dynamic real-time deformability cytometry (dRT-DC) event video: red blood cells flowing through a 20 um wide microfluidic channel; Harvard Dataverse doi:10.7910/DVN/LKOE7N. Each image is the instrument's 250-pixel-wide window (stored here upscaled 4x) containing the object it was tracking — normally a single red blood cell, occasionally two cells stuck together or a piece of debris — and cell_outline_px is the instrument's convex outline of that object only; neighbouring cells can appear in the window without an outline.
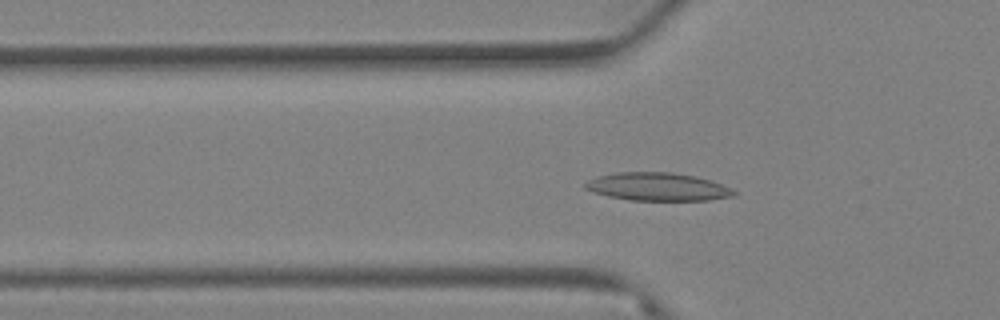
{"species": "Egyptian fruit bat (a non-hibernating species)", "species_latin": "Rousettus aegyptiacus", "temperature_condition": "warm", "stored_images_in_passage": 71, "camera_frame_rate_fps": 3000, "um_per_image_px": 0.085, "animal": {"sex": "female"}, "frame": {"image": 1, "passage_image": 24, "time_ms": 7.667, "image_size_px": [1000, 320], "cell_outline_px": [[740, 192], [736, 196], [708, 200], [628, 200], [608, 196], [592, 192], [584, 188], [584, 184], [588, 180], [596, 176], [616, 172], [672, 172], [696, 176], [720, 184]], "centroid_in_image_um": [55.89, 15.87], "position_along_channel_um": 69.9, "area_um2": 24.45}}
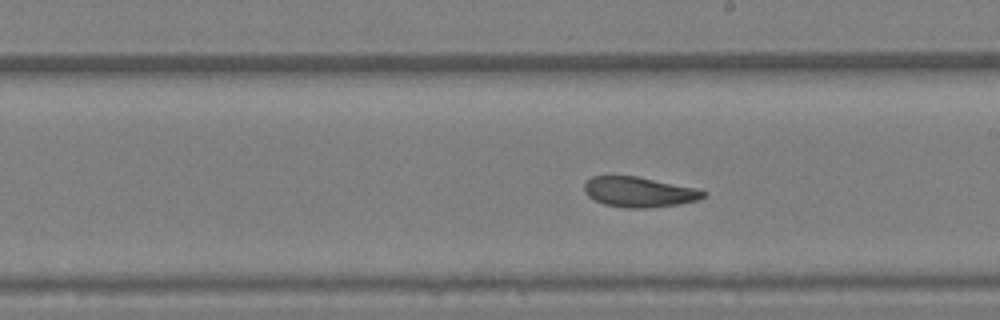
{"frame": {"image": 2, "passage_image": 41, "time_ms": 13.333, "image_size_px": [1000, 320], "cell_outline_px": [[708, 192], [704, 196], [696, 200], [676, 204], [648, 208], [628, 208], [604, 204], [588, 196], [584, 192], [584, 184], [592, 176], [636, 176], [696, 188]], "centroid_in_image_um": [54.3, 16.31], "position_along_channel_um": 234.7, "area_um2": 20.69}}
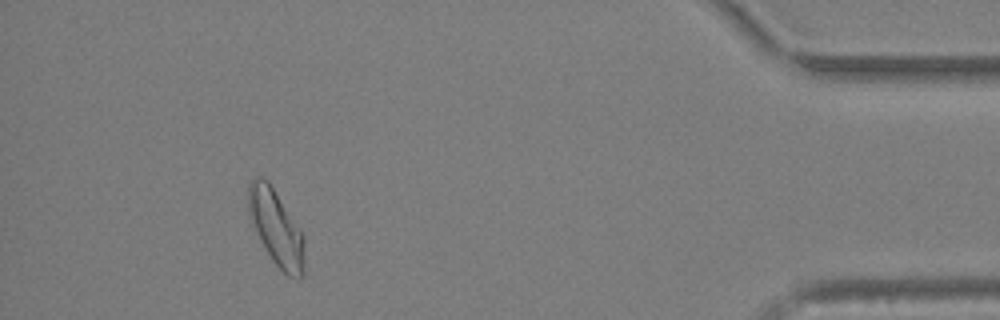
{"frame": {"image": 3, "passage_image": 65, "time_ms": 21.333, "image_size_px": [1000, 320], "cell_outline_px": [[304, 272], [300, 276], [288, 276], [272, 260], [260, 240], [248, 216], [248, 184], [256, 176], [260, 176], [268, 180], [304, 236]], "centroid_in_image_um": [23.44, 19.33], "position_along_channel_um": 411.8, "area_um2": 24.39}, "authors_computed_cell_mechanics": {"area_um2": 23.0044, "velocity_mm_per_s": 2.9203, "shape_relaxation_time_tau1_ms": 9.6357, "shape_relaxation_time_tau2_ms": 3.7649, "deformation_change_tau1": 0.1869, "deformation_change_tau2": 0.0953}}